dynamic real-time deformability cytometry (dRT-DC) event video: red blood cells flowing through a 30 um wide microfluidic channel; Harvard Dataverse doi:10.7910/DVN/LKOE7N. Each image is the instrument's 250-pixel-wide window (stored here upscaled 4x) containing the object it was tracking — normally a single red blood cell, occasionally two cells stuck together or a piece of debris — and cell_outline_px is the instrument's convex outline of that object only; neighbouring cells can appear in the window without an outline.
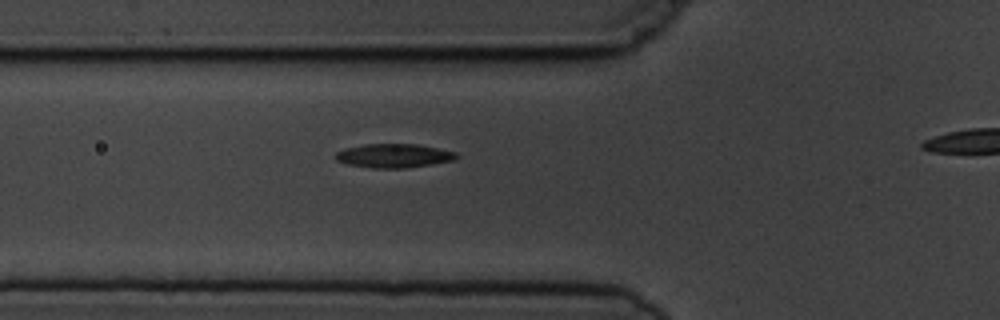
{"species": "common noctule bat (a hibernating species)", "species_latin": "Nyctalus noctula", "temperature_condition": "cold", "stored_images_in_passage": 4, "segment_of_instrument_passage": [1, 2], "camera_frame_rate_fps": 3000, "um_per_image_px": 0.085, "animal": {"sex": "male", "body_mass_g": 19.5, "forearm_length_mm": 54.6}, "frame": {"image": 1, "passage_image": 3, "time_ms": 3.0, "image_size_px": [1000, 320], "cell_outline_px": [[460, 156], [456, 160], [404, 168], [372, 168], [348, 164], [336, 160], [336, 152], [348, 148], [364, 144], [416, 144], [456, 152]], "centroid_in_image_um": [33.5, 13.24], "position_along_channel_um": 92.3, "area_um2": 16.65}}